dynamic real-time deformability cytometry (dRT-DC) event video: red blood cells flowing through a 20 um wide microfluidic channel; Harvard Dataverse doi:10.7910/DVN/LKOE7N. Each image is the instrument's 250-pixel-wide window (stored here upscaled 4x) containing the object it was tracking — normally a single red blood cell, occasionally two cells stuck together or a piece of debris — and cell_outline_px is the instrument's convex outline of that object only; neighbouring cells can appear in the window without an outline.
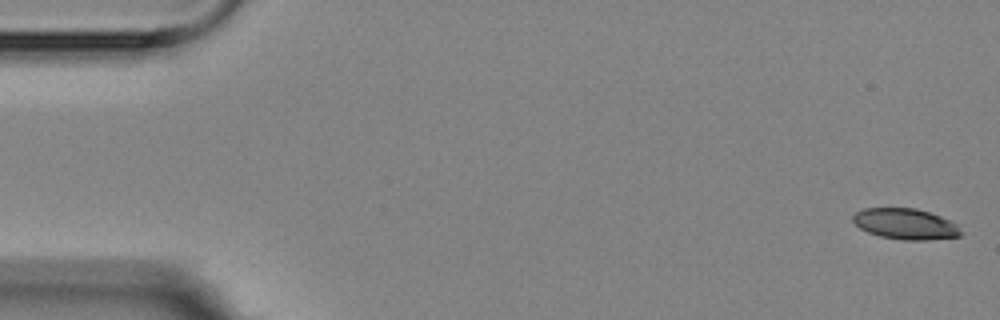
{"species": "Egyptian fruit bat (a non-hibernating species)", "species_latin": "Rousettus aegyptiacus", "temperature_condition": "room temperature", "stored_images_in_passage": 3, "camera_frame_rate_fps": 3000, "um_per_image_px": 0.085, "animal": {"sex": "female"}, "frame": {"image": 1, "passage_image": 1, "time_ms": 0.0, "image_size_px": [1000, 320], "cell_outline_px": [[964, 232], [960, 236], [928, 240], [904, 240], [880, 236], [868, 232], [860, 228], [852, 220], [852, 216], [856, 212], [864, 208], [916, 208], [940, 216], [956, 224]], "centroid_in_image_um": [76.97, 19.04], "position_along_channel_um": 8.0, "area_um2": 19.36}}